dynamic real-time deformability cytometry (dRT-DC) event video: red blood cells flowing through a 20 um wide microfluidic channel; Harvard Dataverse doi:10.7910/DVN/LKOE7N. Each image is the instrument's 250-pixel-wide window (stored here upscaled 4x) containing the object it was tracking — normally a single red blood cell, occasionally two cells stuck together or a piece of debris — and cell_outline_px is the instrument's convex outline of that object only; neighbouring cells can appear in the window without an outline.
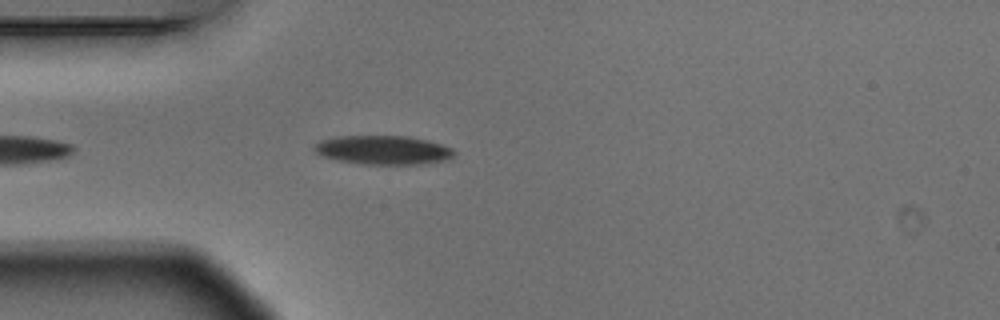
{"species": "Egyptian fruit bat (a non-hibernating species)", "species_latin": "Rousettus aegyptiacus", "temperature_condition": "warm", "stored_images_in_passage": 4, "camera_frame_rate_fps": 3000, "um_per_image_px": 0.085, "animal": {"sex": "male"}, "frame": {"image": 1, "passage_image": 4, "time_ms": 1.0, "image_size_px": [1000, 320], "cell_outline_px": [[456, 152], [452, 156], [444, 160], [420, 164], [360, 164], [340, 160], [324, 156], [316, 152], [312, 148], [320, 140], [340, 136], [408, 136], [428, 140], [452, 148]], "centroid_in_image_um": [32.57, 12.74], "position_along_channel_um": 52.4, "area_um2": 23.35}}